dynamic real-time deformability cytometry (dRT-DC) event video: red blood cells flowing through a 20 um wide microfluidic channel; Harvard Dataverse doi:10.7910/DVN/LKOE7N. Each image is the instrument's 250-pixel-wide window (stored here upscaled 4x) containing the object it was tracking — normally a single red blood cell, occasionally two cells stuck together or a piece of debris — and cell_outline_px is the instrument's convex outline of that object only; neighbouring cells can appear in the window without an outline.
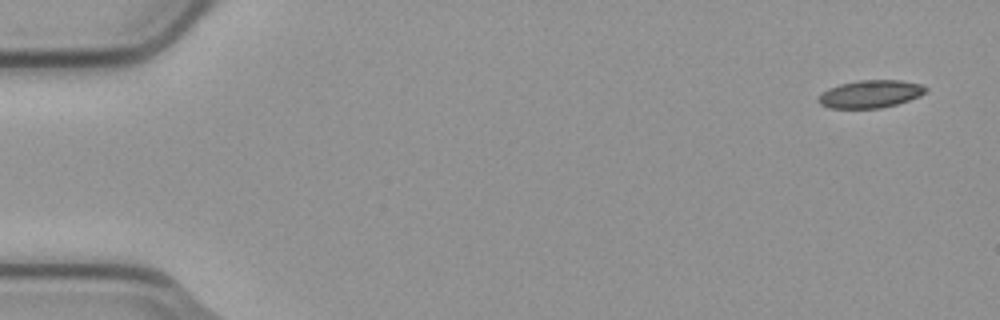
{"species": "common noctule bat (a hibernating species)", "species_latin": "Nyctalus noctula", "temperature_condition": "cold", "stored_images_in_passage": 3, "camera_frame_rate_fps": 3000, "um_per_image_px": 0.085, "animal": {"sex": "male", "body_mass_g": 23.1, "forearm_length_mm": 52.7}, "frame": {"image": 1, "passage_image": 1, "time_ms": 0.0, "image_size_px": [1000, 320], "cell_outline_px": [[928, 92], [920, 96], [896, 104], [880, 108], [828, 108], [820, 104], [816, 100], [820, 92], [828, 88], [840, 84], [860, 80], [900, 80], [920, 84], [928, 88]], "centroid_in_image_um": [73.95, 7.99], "position_along_channel_um": 11.0, "area_um2": 17.46}}